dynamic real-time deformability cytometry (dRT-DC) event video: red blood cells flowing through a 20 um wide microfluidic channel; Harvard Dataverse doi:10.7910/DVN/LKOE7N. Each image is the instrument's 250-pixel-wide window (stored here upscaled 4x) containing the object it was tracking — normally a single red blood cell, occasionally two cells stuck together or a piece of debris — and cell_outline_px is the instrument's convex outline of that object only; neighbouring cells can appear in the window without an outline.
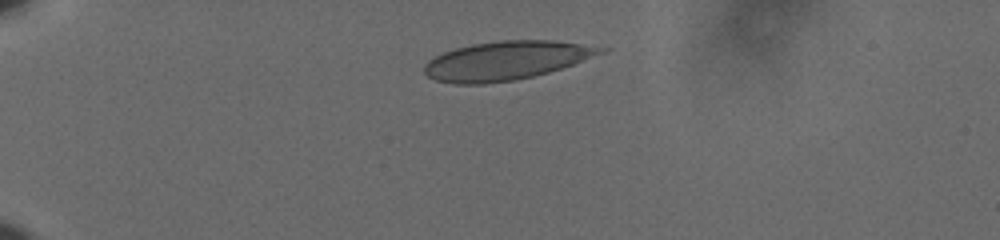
{"species": "human", "species_latin": "Homo sapiens", "temperature_condition": "cold", "stored_images_in_passage": 39, "camera_frame_rate_fps": 3000, "um_per_image_px": 0.085, "donor": {"sex": "male"}, "frame": {"image": 1, "passage_image": 1, "time_ms": 0.0, "image_size_px": [1000, 240], "cell_outline_px": [[612, 48], [604, 52], [572, 64], [548, 72], [516, 80], [484, 84], [456, 84], [436, 80], [428, 76], [424, 72], [424, 68], [428, 60], [444, 52], [456, 48], [472, 44], [500, 40], [552, 40]], "centroid_in_image_um": [43.02, 5.14], "position_along_channel_um": 42.0, "area_um2": 39.54}}
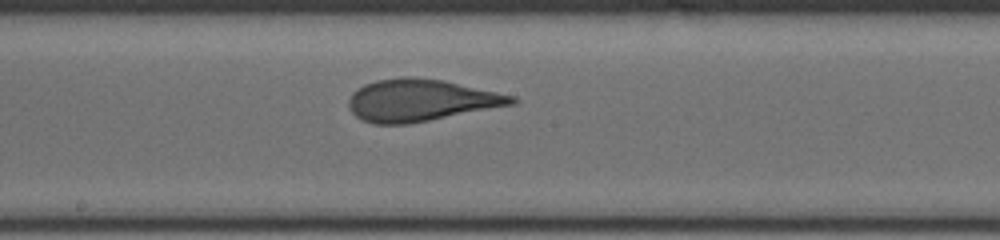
{"frame": {"image": 2, "passage_image": 20, "time_ms": 6.333, "image_size_px": [1000, 240], "cell_outline_px": [[520, 100], [516, 104], [428, 120], [404, 124], [372, 124], [360, 120], [352, 112], [348, 104], [348, 100], [352, 92], [356, 88], [364, 84], [376, 80], [404, 76], [412, 76], [444, 80], [516, 96]], "centroid_in_image_um": [35.75, 8.51], "position_along_channel_um": 212.5, "area_um2": 40.11}}
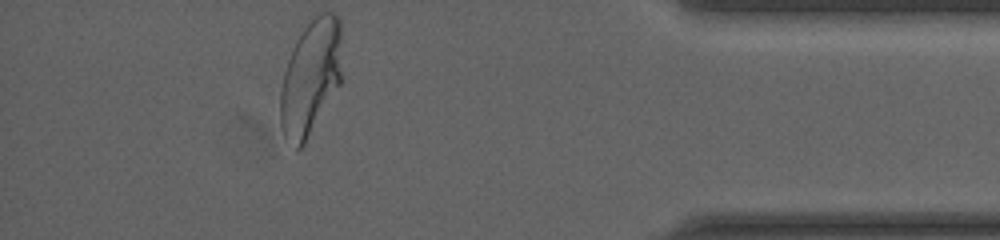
{"frame": {"image": 3, "passage_image": 39, "time_ms": 12.667, "image_size_px": [1000, 240], "cell_outline_px": [[340, 84], [304, 144], [300, 148], [296, 148], [284, 136], [280, 124], [280, 92], [284, 72], [288, 60], [296, 40], [312, 12], [336, 12], [340, 20]], "centroid_in_image_um": [26.39, 6.51], "position_along_channel_um": 408.8, "area_um2": 41.5}, "authors_computed_cell_mechanics": {"area_um2": 39.882, "velocity_mm_per_s": 3.6156, "shape_relaxation_time_tau1_ms": 6.0544, "shape_relaxation_time_tau2_ms": null, "deformation_change_tau1": 0.2083, "deformation_change_tau2": null}}